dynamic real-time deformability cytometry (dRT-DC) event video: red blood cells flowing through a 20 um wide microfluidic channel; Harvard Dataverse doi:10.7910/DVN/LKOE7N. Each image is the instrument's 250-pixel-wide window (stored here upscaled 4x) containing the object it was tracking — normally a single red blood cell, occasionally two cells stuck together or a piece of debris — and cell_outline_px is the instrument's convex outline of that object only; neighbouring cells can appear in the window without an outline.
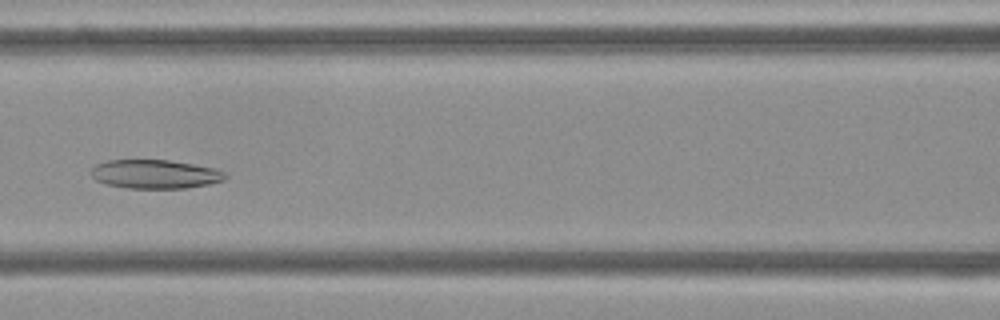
{"species": "Egyptian fruit bat (a non-hibernating species)", "species_latin": "Rousettus aegyptiacus", "temperature_condition": "cold", "stored_images_in_passage": 53, "camera_frame_rate_fps": 3000, "um_per_image_px": 0.085, "frame": {"image": 1, "passage_image": 23, "time_ms": 7.333, "image_size_px": [1000, 320], "cell_outline_px": [[228, 176], [224, 180], [208, 184], [184, 188], [128, 188], [104, 184], [96, 180], [92, 176], [92, 168], [96, 164], [108, 160], [168, 160], [216, 168], [224, 172]], "centroid_in_image_um": [13.18, 14.8], "position_along_channel_um": 153.4, "area_um2": 22.48}}
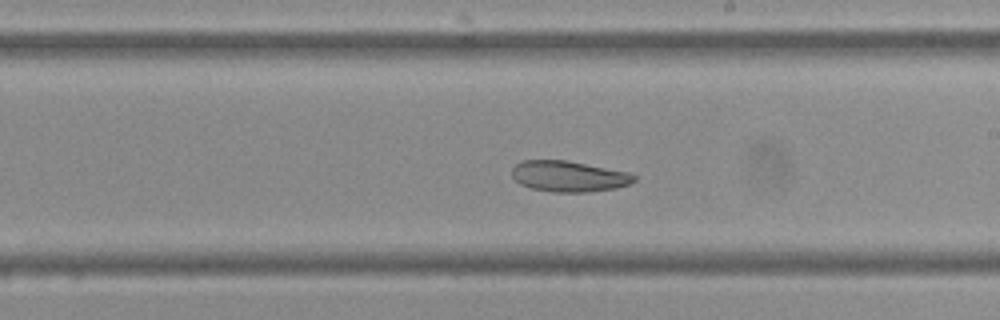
{"frame": {"image": 2, "passage_image": 30, "time_ms": 9.667, "image_size_px": [1000, 320], "cell_outline_px": [[636, 180], [628, 184], [616, 188], [584, 192], [552, 192], [532, 188], [520, 184], [512, 176], [512, 168], [516, 164], [524, 160], [564, 160], [632, 172], [636, 176]], "centroid_in_image_um": [48.37, 14.98], "position_along_channel_um": 240.6, "area_um2": 21.96}}
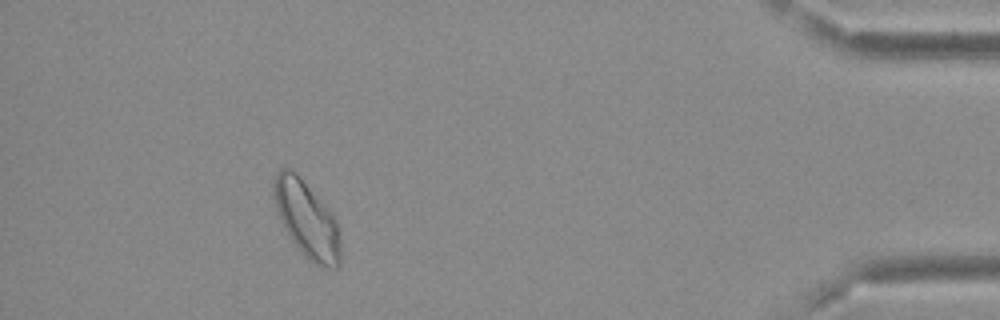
{"frame": {"image": 3, "passage_image": 48, "time_ms": 15.667, "image_size_px": [1000, 320], "cell_outline_px": [[340, 264], [336, 268], [328, 268], [316, 264], [308, 260], [296, 248], [284, 228], [276, 208], [272, 188], [276, 172], [280, 168], [292, 168], [296, 172], [328, 208], [336, 220], [340, 236]], "centroid_in_image_um": [26.07, 18.65], "position_along_channel_um": 409.1, "area_um2": 29.88}, "authors_computed_cell_mechanics": {"area_um2": 28.2642, "velocity_mm_per_s": 3.7557, "shape_relaxation_time_tau1_ms": null, "shape_relaxation_time_tau2_ms": 8.0289, "deformation_change_tau1": null, "deformation_change_tau2": 0.1274}}